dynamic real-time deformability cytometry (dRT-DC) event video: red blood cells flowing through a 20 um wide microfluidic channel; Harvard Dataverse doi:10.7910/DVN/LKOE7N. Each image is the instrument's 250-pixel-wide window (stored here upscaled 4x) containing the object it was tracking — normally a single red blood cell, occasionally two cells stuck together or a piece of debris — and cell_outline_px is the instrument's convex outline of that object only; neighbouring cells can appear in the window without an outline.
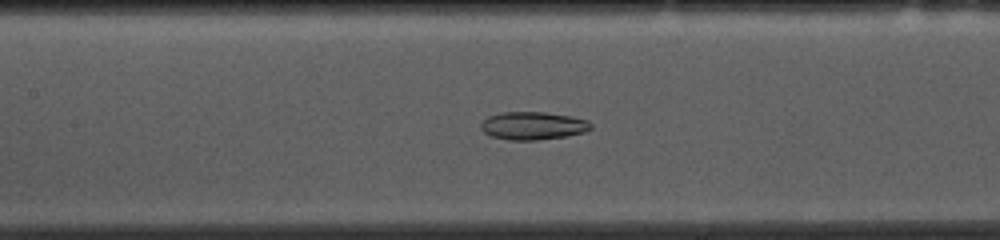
{"species": "common noctule bat (a hibernating species)", "species_latin": "Nyctalus noctula", "temperature_condition": "cold", "stored_images_in_passage": 25, "camera_frame_rate_fps": 3000, "um_per_image_px": 0.085, "animal": {"sex": "female", "body_mass_g": 10.0, "forearm_length_mm": 53.1}, "frame": {"image": 1, "passage_image": 22, "time_ms": 7.0, "image_size_px": [1000, 240], "cell_outline_px": [[592, 128], [584, 132], [568, 136], [536, 140], [508, 140], [492, 136], [484, 132], [480, 128], [480, 124], [488, 116], [500, 112], [544, 112], [568, 116], [588, 120], [592, 124]], "centroid_in_image_um": [45.29, 10.69], "position_along_channel_um": 162.1, "area_um2": 17.92}}
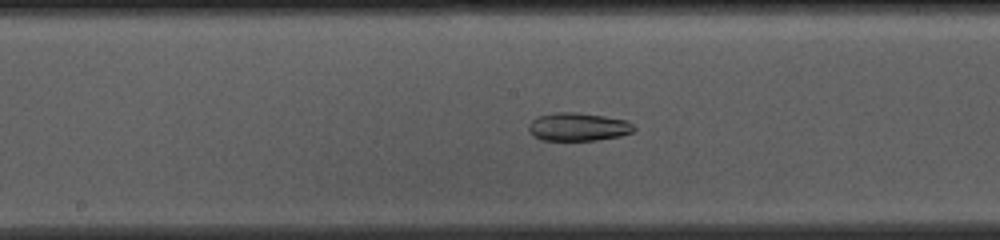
{"frame": {"image": 2, "passage_image": 25, "time_ms": 8.0, "image_size_px": [1000, 240], "cell_outline_px": [[636, 128], [632, 132], [620, 136], [596, 140], [540, 140], [532, 136], [528, 132], [528, 124], [532, 120], [540, 116], [552, 112], [576, 112], [604, 116], [628, 120]], "centroid_in_image_um": [49.11, 10.78], "position_along_channel_um": 199.1, "area_um2": 17.46}}